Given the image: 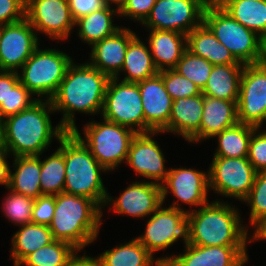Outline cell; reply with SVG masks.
<instances>
[{
  "mask_svg": "<svg viewBox=\"0 0 266 266\" xmlns=\"http://www.w3.org/2000/svg\"><path fill=\"white\" fill-rule=\"evenodd\" d=\"M127 0H105L108 6H111L118 10L122 8V6L126 3ZM113 4V5H112Z\"/></svg>",
  "mask_w": 266,
  "mask_h": 266,
  "instance_id": "cell-50",
  "label": "cell"
},
{
  "mask_svg": "<svg viewBox=\"0 0 266 266\" xmlns=\"http://www.w3.org/2000/svg\"><path fill=\"white\" fill-rule=\"evenodd\" d=\"M11 240L10 257L13 265L18 266L28 255L50 244L54 238L48 225L30 223L20 226Z\"/></svg>",
  "mask_w": 266,
  "mask_h": 266,
  "instance_id": "cell-29",
  "label": "cell"
},
{
  "mask_svg": "<svg viewBox=\"0 0 266 266\" xmlns=\"http://www.w3.org/2000/svg\"><path fill=\"white\" fill-rule=\"evenodd\" d=\"M157 0H127L119 10V17L142 24L150 15Z\"/></svg>",
  "mask_w": 266,
  "mask_h": 266,
  "instance_id": "cell-42",
  "label": "cell"
},
{
  "mask_svg": "<svg viewBox=\"0 0 266 266\" xmlns=\"http://www.w3.org/2000/svg\"><path fill=\"white\" fill-rule=\"evenodd\" d=\"M20 81L18 72L0 70V106H7V96Z\"/></svg>",
  "mask_w": 266,
  "mask_h": 266,
  "instance_id": "cell-46",
  "label": "cell"
},
{
  "mask_svg": "<svg viewBox=\"0 0 266 266\" xmlns=\"http://www.w3.org/2000/svg\"><path fill=\"white\" fill-rule=\"evenodd\" d=\"M243 69L244 64L214 65L201 93L216 99L238 101Z\"/></svg>",
  "mask_w": 266,
  "mask_h": 266,
  "instance_id": "cell-27",
  "label": "cell"
},
{
  "mask_svg": "<svg viewBox=\"0 0 266 266\" xmlns=\"http://www.w3.org/2000/svg\"><path fill=\"white\" fill-rule=\"evenodd\" d=\"M210 1L157 0L141 25L147 30L177 31L187 35L203 23L204 11Z\"/></svg>",
  "mask_w": 266,
  "mask_h": 266,
  "instance_id": "cell-12",
  "label": "cell"
},
{
  "mask_svg": "<svg viewBox=\"0 0 266 266\" xmlns=\"http://www.w3.org/2000/svg\"><path fill=\"white\" fill-rule=\"evenodd\" d=\"M101 121L92 119L86 123L82 129L83 136L78 127L73 132L108 173L126 162L131 140L137 133L104 118Z\"/></svg>",
  "mask_w": 266,
  "mask_h": 266,
  "instance_id": "cell-7",
  "label": "cell"
},
{
  "mask_svg": "<svg viewBox=\"0 0 266 266\" xmlns=\"http://www.w3.org/2000/svg\"><path fill=\"white\" fill-rule=\"evenodd\" d=\"M203 114V94L178 98L172 103L168 125L160 132L182 136L187 143H200V124Z\"/></svg>",
  "mask_w": 266,
  "mask_h": 266,
  "instance_id": "cell-22",
  "label": "cell"
},
{
  "mask_svg": "<svg viewBox=\"0 0 266 266\" xmlns=\"http://www.w3.org/2000/svg\"><path fill=\"white\" fill-rule=\"evenodd\" d=\"M256 127L237 123L216 134L218 146L213 157L242 158L248 156L249 141ZM217 137V138H216Z\"/></svg>",
  "mask_w": 266,
  "mask_h": 266,
  "instance_id": "cell-33",
  "label": "cell"
},
{
  "mask_svg": "<svg viewBox=\"0 0 266 266\" xmlns=\"http://www.w3.org/2000/svg\"><path fill=\"white\" fill-rule=\"evenodd\" d=\"M208 168L209 191L241 202L247 197L256 175L247 157H213Z\"/></svg>",
  "mask_w": 266,
  "mask_h": 266,
  "instance_id": "cell-11",
  "label": "cell"
},
{
  "mask_svg": "<svg viewBox=\"0 0 266 266\" xmlns=\"http://www.w3.org/2000/svg\"><path fill=\"white\" fill-rule=\"evenodd\" d=\"M65 160L63 152L57 148L49 157L41 161L40 187L43 195H56L64 192Z\"/></svg>",
  "mask_w": 266,
  "mask_h": 266,
  "instance_id": "cell-34",
  "label": "cell"
},
{
  "mask_svg": "<svg viewBox=\"0 0 266 266\" xmlns=\"http://www.w3.org/2000/svg\"><path fill=\"white\" fill-rule=\"evenodd\" d=\"M248 246H184V253L157 257L162 266H245Z\"/></svg>",
  "mask_w": 266,
  "mask_h": 266,
  "instance_id": "cell-17",
  "label": "cell"
},
{
  "mask_svg": "<svg viewBox=\"0 0 266 266\" xmlns=\"http://www.w3.org/2000/svg\"><path fill=\"white\" fill-rule=\"evenodd\" d=\"M137 35L130 28L121 27L91 47L88 62L110 78L120 79L127 47Z\"/></svg>",
  "mask_w": 266,
  "mask_h": 266,
  "instance_id": "cell-21",
  "label": "cell"
},
{
  "mask_svg": "<svg viewBox=\"0 0 266 266\" xmlns=\"http://www.w3.org/2000/svg\"><path fill=\"white\" fill-rule=\"evenodd\" d=\"M161 192L163 205L167 195L172 193L176 200L174 199L170 208L188 212V209L180 207V201L195 208L189 211L196 210V207L200 208L210 202L208 201V171L203 172L187 167L170 168L165 180L161 183Z\"/></svg>",
  "mask_w": 266,
  "mask_h": 266,
  "instance_id": "cell-13",
  "label": "cell"
},
{
  "mask_svg": "<svg viewBox=\"0 0 266 266\" xmlns=\"http://www.w3.org/2000/svg\"><path fill=\"white\" fill-rule=\"evenodd\" d=\"M260 129L252 132L247 156L256 172L266 171V130Z\"/></svg>",
  "mask_w": 266,
  "mask_h": 266,
  "instance_id": "cell-41",
  "label": "cell"
},
{
  "mask_svg": "<svg viewBox=\"0 0 266 266\" xmlns=\"http://www.w3.org/2000/svg\"><path fill=\"white\" fill-rule=\"evenodd\" d=\"M97 258L100 266H162L136 238L106 250Z\"/></svg>",
  "mask_w": 266,
  "mask_h": 266,
  "instance_id": "cell-32",
  "label": "cell"
},
{
  "mask_svg": "<svg viewBox=\"0 0 266 266\" xmlns=\"http://www.w3.org/2000/svg\"><path fill=\"white\" fill-rule=\"evenodd\" d=\"M260 63L266 66V36L262 39V58Z\"/></svg>",
  "mask_w": 266,
  "mask_h": 266,
  "instance_id": "cell-51",
  "label": "cell"
},
{
  "mask_svg": "<svg viewBox=\"0 0 266 266\" xmlns=\"http://www.w3.org/2000/svg\"><path fill=\"white\" fill-rule=\"evenodd\" d=\"M77 251L67 242L54 240L28 255L18 266H66Z\"/></svg>",
  "mask_w": 266,
  "mask_h": 266,
  "instance_id": "cell-35",
  "label": "cell"
},
{
  "mask_svg": "<svg viewBox=\"0 0 266 266\" xmlns=\"http://www.w3.org/2000/svg\"><path fill=\"white\" fill-rule=\"evenodd\" d=\"M238 122L262 128L266 121V66L244 65L237 101Z\"/></svg>",
  "mask_w": 266,
  "mask_h": 266,
  "instance_id": "cell-14",
  "label": "cell"
},
{
  "mask_svg": "<svg viewBox=\"0 0 266 266\" xmlns=\"http://www.w3.org/2000/svg\"><path fill=\"white\" fill-rule=\"evenodd\" d=\"M74 21L107 6L105 0H68Z\"/></svg>",
  "mask_w": 266,
  "mask_h": 266,
  "instance_id": "cell-45",
  "label": "cell"
},
{
  "mask_svg": "<svg viewBox=\"0 0 266 266\" xmlns=\"http://www.w3.org/2000/svg\"><path fill=\"white\" fill-rule=\"evenodd\" d=\"M250 237L251 243L256 240H266V218L254 228Z\"/></svg>",
  "mask_w": 266,
  "mask_h": 266,
  "instance_id": "cell-49",
  "label": "cell"
},
{
  "mask_svg": "<svg viewBox=\"0 0 266 266\" xmlns=\"http://www.w3.org/2000/svg\"><path fill=\"white\" fill-rule=\"evenodd\" d=\"M0 209L13 225L22 226L32 223V207L35 199L9 190Z\"/></svg>",
  "mask_w": 266,
  "mask_h": 266,
  "instance_id": "cell-36",
  "label": "cell"
},
{
  "mask_svg": "<svg viewBox=\"0 0 266 266\" xmlns=\"http://www.w3.org/2000/svg\"><path fill=\"white\" fill-rule=\"evenodd\" d=\"M163 82L172 100L187 98L201 94V89L188 78L183 77L174 69L162 71Z\"/></svg>",
  "mask_w": 266,
  "mask_h": 266,
  "instance_id": "cell-39",
  "label": "cell"
},
{
  "mask_svg": "<svg viewBox=\"0 0 266 266\" xmlns=\"http://www.w3.org/2000/svg\"><path fill=\"white\" fill-rule=\"evenodd\" d=\"M10 157V154L5 150H0V185L8 188L9 177H10V167L7 158Z\"/></svg>",
  "mask_w": 266,
  "mask_h": 266,
  "instance_id": "cell-47",
  "label": "cell"
},
{
  "mask_svg": "<svg viewBox=\"0 0 266 266\" xmlns=\"http://www.w3.org/2000/svg\"><path fill=\"white\" fill-rule=\"evenodd\" d=\"M1 149H4V146H3L2 120L0 119V150Z\"/></svg>",
  "mask_w": 266,
  "mask_h": 266,
  "instance_id": "cell-52",
  "label": "cell"
},
{
  "mask_svg": "<svg viewBox=\"0 0 266 266\" xmlns=\"http://www.w3.org/2000/svg\"><path fill=\"white\" fill-rule=\"evenodd\" d=\"M73 60L61 50L38 47L18 72L20 82L38 100H51Z\"/></svg>",
  "mask_w": 266,
  "mask_h": 266,
  "instance_id": "cell-8",
  "label": "cell"
},
{
  "mask_svg": "<svg viewBox=\"0 0 266 266\" xmlns=\"http://www.w3.org/2000/svg\"><path fill=\"white\" fill-rule=\"evenodd\" d=\"M145 118V133L161 132L169 122L173 100L167 93L162 71L138 82Z\"/></svg>",
  "mask_w": 266,
  "mask_h": 266,
  "instance_id": "cell-20",
  "label": "cell"
},
{
  "mask_svg": "<svg viewBox=\"0 0 266 266\" xmlns=\"http://www.w3.org/2000/svg\"><path fill=\"white\" fill-rule=\"evenodd\" d=\"M213 66L208 60L186 50L174 70L188 78L202 90L207 83Z\"/></svg>",
  "mask_w": 266,
  "mask_h": 266,
  "instance_id": "cell-37",
  "label": "cell"
},
{
  "mask_svg": "<svg viewBox=\"0 0 266 266\" xmlns=\"http://www.w3.org/2000/svg\"><path fill=\"white\" fill-rule=\"evenodd\" d=\"M136 36L128 45L123 67L122 81L138 83L152 77L159 71L156 69L149 45Z\"/></svg>",
  "mask_w": 266,
  "mask_h": 266,
  "instance_id": "cell-31",
  "label": "cell"
},
{
  "mask_svg": "<svg viewBox=\"0 0 266 266\" xmlns=\"http://www.w3.org/2000/svg\"><path fill=\"white\" fill-rule=\"evenodd\" d=\"M19 81L7 96V106H0V119L28 109L38 99Z\"/></svg>",
  "mask_w": 266,
  "mask_h": 266,
  "instance_id": "cell-40",
  "label": "cell"
},
{
  "mask_svg": "<svg viewBox=\"0 0 266 266\" xmlns=\"http://www.w3.org/2000/svg\"><path fill=\"white\" fill-rule=\"evenodd\" d=\"M103 210L91 199L78 195H55L54 217L49 225L54 240L71 244L79 252L98 238Z\"/></svg>",
  "mask_w": 266,
  "mask_h": 266,
  "instance_id": "cell-4",
  "label": "cell"
},
{
  "mask_svg": "<svg viewBox=\"0 0 266 266\" xmlns=\"http://www.w3.org/2000/svg\"><path fill=\"white\" fill-rule=\"evenodd\" d=\"M39 38L26 18L0 26V70L20 71L40 46Z\"/></svg>",
  "mask_w": 266,
  "mask_h": 266,
  "instance_id": "cell-16",
  "label": "cell"
},
{
  "mask_svg": "<svg viewBox=\"0 0 266 266\" xmlns=\"http://www.w3.org/2000/svg\"><path fill=\"white\" fill-rule=\"evenodd\" d=\"M147 31L149 36L146 41L156 69L159 72L174 69L187 50L186 34L157 29Z\"/></svg>",
  "mask_w": 266,
  "mask_h": 266,
  "instance_id": "cell-23",
  "label": "cell"
},
{
  "mask_svg": "<svg viewBox=\"0 0 266 266\" xmlns=\"http://www.w3.org/2000/svg\"><path fill=\"white\" fill-rule=\"evenodd\" d=\"M25 18L51 40H66L75 28L68 0H26ZM70 35V36H69Z\"/></svg>",
  "mask_w": 266,
  "mask_h": 266,
  "instance_id": "cell-15",
  "label": "cell"
},
{
  "mask_svg": "<svg viewBox=\"0 0 266 266\" xmlns=\"http://www.w3.org/2000/svg\"><path fill=\"white\" fill-rule=\"evenodd\" d=\"M55 113L51 100H37L28 109L2 120L3 146L11 155L42 156L67 132L60 124L52 125L51 114Z\"/></svg>",
  "mask_w": 266,
  "mask_h": 266,
  "instance_id": "cell-2",
  "label": "cell"
},
{
  "mask_svg": "<svg viewBox=\"0 0 266 266\" xmlns=\"http://www.w3.org/2000/svg\"><path fill=\"white\" fill-rule=\"evenodd\" d=\"M13 170L10 169L9 190L24 196L37 199L42 196L40 187L41 157L17 156L13 157Z\"/></svg>",
  "mask_w": 266,
  "mask_h": 266,
  "instance_id": "cell-26",
  "label": "cell"
},
{
  "mask_svg": "<svg viewBox=\"0 0 266 266\" xmlns=\"http://www.w3.org/2000/svg\"><path fill=\"white\" fill-rule=\"evenodd\" d=\"M158 133H137L131 140L126 164L145 181L150 179L151 182L161 184L169 170L165 168V155L154 140Z\"/></svg>",
  "mask_w": 266,
  "mask_h": 266,
  "instance_id": "cell-19",
  "label": "cell"
},
{
  "mask_svg": "<svg viewBox=\"0 0 266 266\" xmlns=\"http://www.w3.org/2000/svg\"><path fill=\"white\" fill-rule=\"evenodd\" d=\"M77 251L74 256L67 262L66 266H100L98 258L83 254L78 255Z\"/></svg>",
  "mask_w": 266,
  "mask_h": 266,
  "instance_id": "cell-48",
  "label": "cell"
},
{
  "mask_svg": "<svg viewBox=\"0 0 266 266\" xmlns=\"http://www.w3.org/2000/svg\"><path fill=\"white\" fill-rule=\"evenodd\" d=\"M149 217L144 233L135 238L153 257L156 252L165 251L179 239L184 240V246L190 244V221L186 211L167 208L162 204Z\"/></svg>",
  "mask_w": 266,
  "mask_h": 266,
  "instance_id": "cell-10",
  "label": "cell"
},
{
  "mask_svg": "<svg viewBox=\"0 0 266 266\" xmlns=\"http://www.w3.org/2000/svg\"><path fill=\"white\" fill-rule=\"evenodd\" d=\"M187 50L213 65L242 64L202 23L186 35Z\"/></svg>",
  "mask_w": 266,
  "mask_h": 266,
  "instance_id": "cell-25",
  "label": "cell"
},
{
  "mask_svg": "<svg viewBox=\"0 0 266 266\" xmlns=\"http://www.w3.org/2000/svg\"><path fill=\"white\" fill-rule=\"evenodd\" d=\"M243 202L250 207L249 226L251 224L253 230L266 218V171L256 172L253 186Z\"/></svg>",
  "mask_w": 266,
  "mask_h": 266,
  "instance_id": "cell-38",
  "label": "cell"
},
{
  "mask_svg": "<svg viewBox=\"0 0 266 266\" xmlns=\"http://www.w3.org/2000/svg\"><path fill=\"white\" fill-rule=\"evenodd\" d=\"M238 123L237 101L203 96V114L200 124V142L213 139L223 130Z\"/></svg>",
  "mask_w": 266,
  "mask_h": 266,
  "instance_id": "cell-24",
  "label": "cell"
},
{
  "mask_svg": "<svg viewBox=\"0 0 266 266\" xmlns=\"http://www.w3.org/2000/svg\"><path fill=\"white\" fill-rule=\"evenodd\" d=\"M203 23L242 64H259L262 58V38L237 22L215 0L205 8Z\"/></svg>",
  "mask_w": 266,
  "mask_h": 266,
  "instance_id": "cell-6",
  "label": "cell"
},
{
  "mask_svg": "<svg viewBox=\"0 0 266 266\" xmlns=\"http://www.w3.org/2000/svg\"><path fill=\"white\" fill-rule=\"evenodd\" d=\"M109 79L88 61L76 64L73 61L51 99L54 111L62 113L59 124L73 131L77 127L76 112L101 115Z\"/></svg>",
  "mask_w": 266,
  "mask_h": 266,
  "instance_id": "cell-1",
  "label": "cell"
},
{
  "mask_svg": "<svg viewBox=\"0 0 266 266\" xmlns=\"http://www.w3.org/2000/svg\"><path fill=\"white\" fill-rule=\"evenodd\" d=\"M58 142L66 168L64 193L87 197L104 209L109 193L101 174L107 171L73 131H67Z\"/></svg>",
  "mask_w": 266,
  "mask_h": 266,
  "instance_id": "cell-5",
  "label": "cell"
},
{
  "mask_svg": "<svg viewBox=\"0 0 266 266\" xmlns=\"http://www.w3.org/2000/svg\"><path fill=\"white\" fill-rule=\"evenodd\" d=\"M236 206L224 200H213L188 211L190 244L199 246H247L251 243L249 226ZM242 220V221H241Z\"/></svg>",
  "mask_w": 266,
  "mask_h": 266,
  "instance_id": "cell-3",
  "label": "cell"
},
{
  "mask_svg": "<svg viewBox=\"0 0 266 266\" xmlns=\"http://www.w3.org/2000/svg\"><path fill=\"white\" fill-rule=\"evenodd\" d=\"M237 22L254 31L262 39L266 36V2L263 0H215Z\"/></svg>",
  "mask_w": 266,
  "mask_h": 266,
  "instance_id": "cell-30",
  "label": "cell"
},
{
  "mask_svg": "<svg viewBox=\"0 0 266 266\" xmlns=\"http://www.w3.org/2000/svg\"><path fill=\"white\" fill-rule=\"evenodd\" d=\"M55 195H42L35 199L32 207V223L50 225L54 217Z\"/></svg>",
  "mask_w": 266,
  "mask_h": 266,
  "instance_id": "cell-43",
  "label": "cell"
},
{
  "mask_svg": "<svg viewBox=\"0 0 266 266\" xmlns=\"http://www.w3.org/2000/svg\"><path fill=\"white\" fill-rule=\"evenodd\" d=\"M114 16L119 17V10L107 5L77 19L75 26L78 28L79 39L92 47L96 42L114 34L121 28L113 23Z\"/></svg>",
  "mask_w": 266,
  "mask_h": 266,
  "instance_id": "cell-28",
  "label": "cell"
},
{
  "mask_svg": "<svg viewBox=\"0 0 266 266\" xmlns=\"http://www.w3.org/2000/svg\"><path fill=\"white\" fill-rule=\"evenodd\" d=\"M101 117L128 127L135 133H145V118L138 83L110 78Z\"/></svg>",
  "mask_w": 266,
  "mask_h": 266,
  "instance_id": "cell-9",
  "label": "cell"
},
{
  "mask_svg": "<svg viewBox=\"0 0 266 266\" xmlns=\"http://www.w3.org/2000/svg\"><path fill=\"white\" fill-rule=\"evenodd\" d=\"M127 186L115 199L110 194L107 195L104 210L109 205L114 213L143 219L163 204L161 184L141 180Z\"/></svg>",
  "mask_w": 266,
  "mask_h": 266,
  "instance_id": "cell-18",
  "label": "cell"
},
{
  "mask_svg": "<svg viewBox=\"0 0 266 266\" xmlns=\"http://www.w3.org/2000/svg\"><path fill=\"white\" fill-rule=\"evenodd\" d=\"M26 0H0V26L25 18Z\"/></svg>",
  "mask_w": 266,
  "mask_h": 266,
  "instance_id": "cell-44",
  "label": "cell"
}]
</instances>
